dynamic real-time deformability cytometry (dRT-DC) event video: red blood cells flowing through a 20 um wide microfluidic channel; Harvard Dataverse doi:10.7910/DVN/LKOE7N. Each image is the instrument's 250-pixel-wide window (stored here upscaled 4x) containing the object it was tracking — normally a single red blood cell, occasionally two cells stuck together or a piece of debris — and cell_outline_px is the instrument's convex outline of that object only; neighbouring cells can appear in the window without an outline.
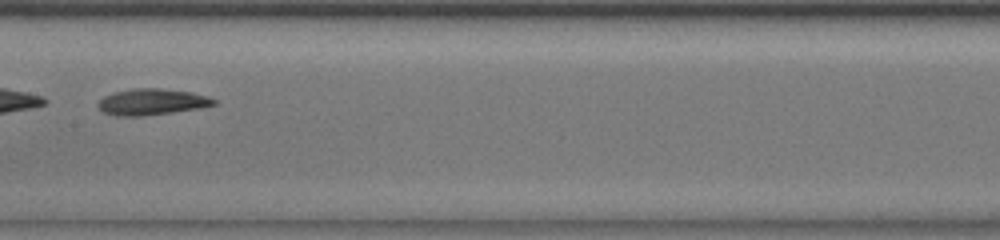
{"species": "common noctule bat (a hibernating species)", "species_latin": "Nyctalus noctula", "temperature_condition": "room temperature", "stored_images_in_passage": 51, "camera_frame_rate_fps": 3000, "um_per_image_px": 0.085, "animal": {"sex": "male", "body_mass_g": 13.0, "forearm_length_mm": 53.1}, "frame": {"image": 1, "passage_image": 30, "time_ms": 9.667, "image_size_px": [1000, 240], "cell_outline_px": [[216, 104], [200, 108], [172, 112], [140, 116], [116, 116], [104, 112], [96, 104], [104, 96], [112, 92], [132, 88], [160, 88], [192, 92], [208, 96], [216, 100]], "centroid_in_image_um": [12.9, 8.65], "position_along_channel_um": 194.5, "area_um2": 17.74}}
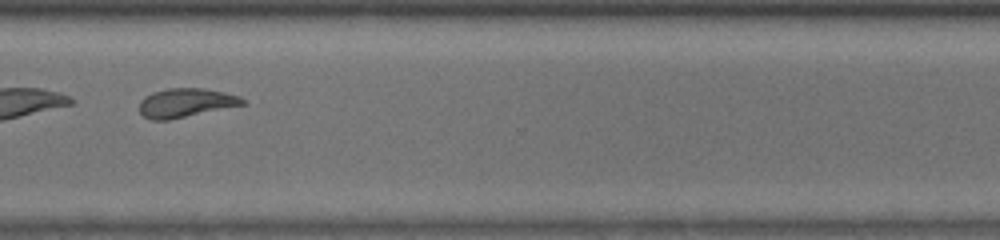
{"frame": {"image": 2, "passage_image": 42, "time_ms": 13.667, "image_size_px": [1000, 240], "cell_outline_px": [[248, 104], [168, 120], [152, 120], [144, 116], [140, 112], [140, 100], [144, 96], [152, 92], [168, 88], [204, 88], [224, 92], [240, 96]], "centroid_in_image_um": [15.81, 8.73], "position_along_channel_um": 354.8, "area_um2": 17.51}, "authors_computed_cell_mechanics": {"area_um2": 18.3804, "velocity_mm_per_s": 4.025, "shape_relaxation_time_tau1_ms": 3.6299, "shape_relaxation_time_tau2_ms": 3.3224, "deformation_change_tau1": 0.1816, "deformation_change_tau2": 0.1076}}